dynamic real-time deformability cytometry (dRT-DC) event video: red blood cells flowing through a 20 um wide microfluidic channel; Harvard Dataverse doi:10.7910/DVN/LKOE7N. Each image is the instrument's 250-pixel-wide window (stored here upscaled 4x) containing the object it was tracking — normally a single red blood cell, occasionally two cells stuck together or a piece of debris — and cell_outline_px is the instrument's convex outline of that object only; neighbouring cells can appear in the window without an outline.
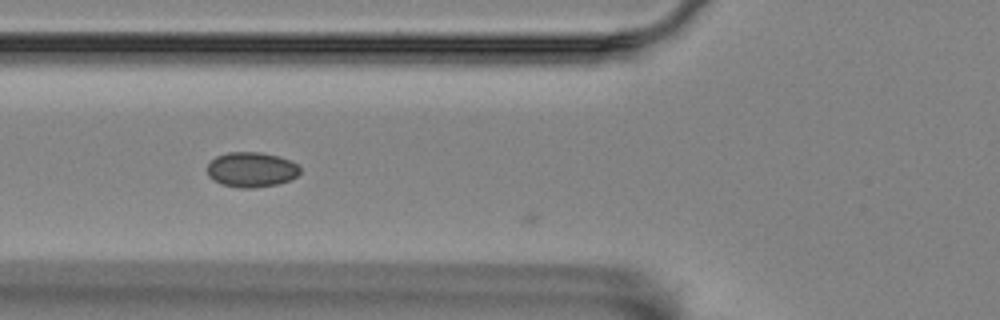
{"species": "Egyptian fruit bat (a non-hibernating species)", "species_latin": "Rousettus aegyptiacus", "temperature_condition": "room temperature", "stored_images_in_passage": 7, "camera_frame_rate_fps": 3000, "um_per_image_px": 0.085, "animal": {"sex": "female"}, "frame": {"image": 1, "passage_image": 6, "time_ms": 1.667, "image_size_px": [1000, 320], "cell_outline_px": [[300, 172], [296, 176], [288, 180], [276, 184], [256, 188], [240, 188], [220, 184], [212, 180], [208, 176], [208, 164], [216, 156], [228, 152], [260, 152], [280, 156], [292, 160], [300, 168]], "centroid_in_image_um": [21.36, 14.41], "position_along_channel_um": 104.4, "area_um2": 19.07}}